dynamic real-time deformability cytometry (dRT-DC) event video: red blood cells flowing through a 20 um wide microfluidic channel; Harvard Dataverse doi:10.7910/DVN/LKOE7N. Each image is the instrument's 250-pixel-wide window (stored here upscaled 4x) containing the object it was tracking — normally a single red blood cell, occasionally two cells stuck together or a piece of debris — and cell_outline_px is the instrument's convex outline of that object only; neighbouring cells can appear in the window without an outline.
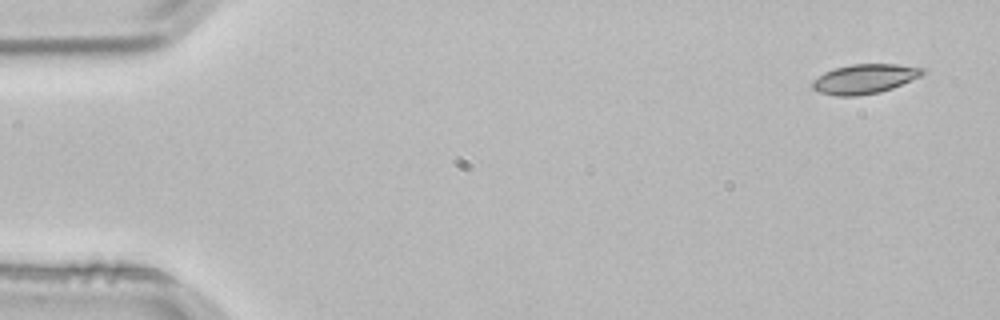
{"species": "common noctule bat (a hibernating species)", "species_latin": "Nyctalus noctula", "temperature_condition": "room temperature", "stored_images_in_passage": 3, "camera_frame_rate_fps": 3000, "um_per_image_px": 0.085, "animal": {"sex": "male", "body_mass_g": 21.5, "forearm_length_mm": 52.0}, "frame": {"image": 1, "passage_image": 1, "time_ms": 0.0, "image_size_px": [1000, 320], "cell_outline_px": [[924, 72], [920, 76], [892, 88], [880, 92], [856, 96], [836, 96], [820, 92], [812, 88], [812, 80], [824, 72], [832, 68], [852, 64], [896, 64], [924, 68]], "centroid_in_image_um": [73.45, 6.7], "position_along_channel_um": 11.6, "area_um2": 18.9}}
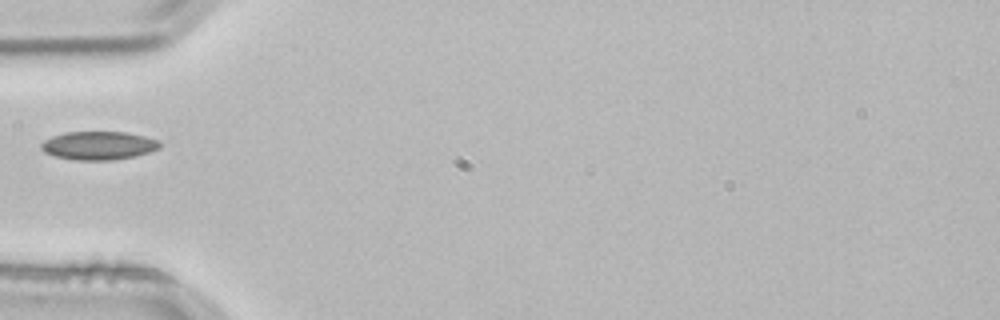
{"frame": {"image": 2, "passage_image": 3, "time_ms": 0.667, "image_size_px": [1000, 320], "cell_outline_px": [[160, 148], [136, 156], [112, 160], [76, 160], [56, 156], [44, 152], [40, 148], [40, 144], [44, 140], [52, 136], [64, 132], [128, 132], [160, 140]], "centroid_in_image_um": [8.38, 12.36], "position_along_channel_um": 76.6, "area_um2": 19.71}}